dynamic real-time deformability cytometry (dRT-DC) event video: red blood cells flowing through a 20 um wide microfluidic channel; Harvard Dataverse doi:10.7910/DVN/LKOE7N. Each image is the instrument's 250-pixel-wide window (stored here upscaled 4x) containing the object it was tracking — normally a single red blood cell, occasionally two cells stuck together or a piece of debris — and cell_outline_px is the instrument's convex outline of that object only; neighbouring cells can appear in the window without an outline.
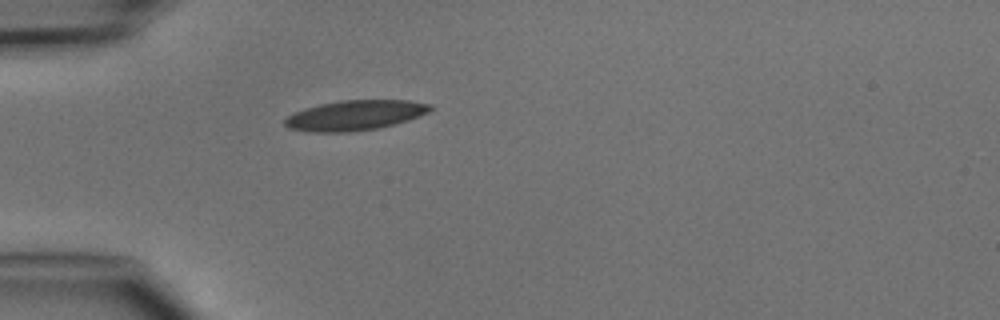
{"species": "common noctule bat (a hibernating species)", "species_latin": "Nyctalus noctula", "temperature_condition": "cold", "stored_images_in_passage": 1, "camera_frame_rate_fps": 3000, "um_per_image_px": 0.085, "animal": {"sex": "male", "body_mass_g": 15.6}, "frame": {"image": 1, "passage_image": 1, "time_ms": 0.0, "image_size_px": [1000, 320], "cell_outline_px": [[436, 108], [420, 116], [408, 120], [376, 128], [352, 132], [308, 132], [288, 128], [284, 124], [284, 120], [288, 116], [304, 108], [320, 104], [340, 100], [408, 100], [432, 104]], "centroid_in_image_um": [30.19, 9.79], "position_along_channel_um": 54.8, "area_um2": 25.55}}